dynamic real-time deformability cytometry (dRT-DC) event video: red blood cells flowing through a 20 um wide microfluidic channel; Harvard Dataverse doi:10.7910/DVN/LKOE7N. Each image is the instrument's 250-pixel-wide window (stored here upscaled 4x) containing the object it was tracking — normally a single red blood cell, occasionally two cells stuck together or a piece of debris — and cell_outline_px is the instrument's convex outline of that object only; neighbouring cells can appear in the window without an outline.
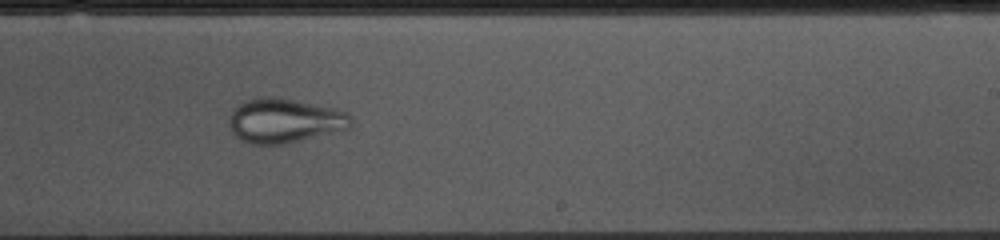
{"species": "common noctule bat (a hibernating species)", "species_latin": "Nyctalus noctula", "temperature_condition": "cold", "stored_images_in_passage": 53, "camera_frame_rate_fps": 3000, "um_per_image_px": 0.085, "animal": {"sex": "female", "body_mass_g": 10.0, "forearm_length_mm": 53.1}, "frame": {"image": 1, "passage_image": 31, "time_ms": 10.0, "image_size_px": [1000, 240], "cell_outline_px": [[352, 128], [284, 144], [252, 144], [240, 140], [232, 132], [228, 124], [228, 120], [232, 108], [244, 100], [268, 96], [272, 96], [336, 108], [348, 112], [352, 116]], "centroid_in_image_um": [24.18, 10.25], "position_along_channel_um": 264.8, "area_um2": 31.91}}
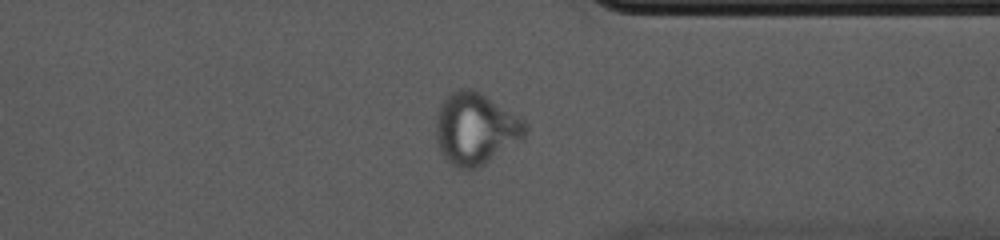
{"frame": {"image": 2, "passage_image": 40, "time_ms": 13.0, "image_size_px": [1000, 240], "cell_outline_px": [[528, 132], [520, 140], [480, 168], [460, 168], [448, 164], [440, 152], [436, 140], [436, 112], [444, 96], [456, 88], [468, 88], [480, 92], [520, 116], [528, 124]], "centroid_in_image_um": [40.4, 10.93], "position_along_channel_um": 371.0, "area_um2": 37.97}}
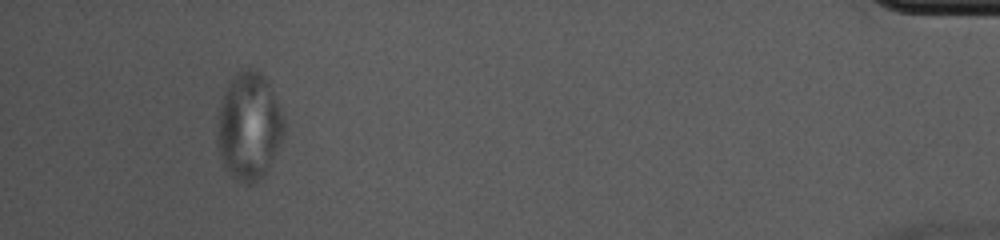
{"frame": {"image": 3, "passage_image": 49, "time_ms": 16.0, "image_size_px": [1000, 240], "cell_outline_px": [[284, 136], [264, 176], [256, 184], [240, 184], [228, 172], [220, 156], [216, 144], [216, 116], [224, 92], [236, 72], [244, 68], [256, 68], [264, 76], [280, 108], [284, 120]], "centroid_in_image_um": [21.13, 10.76], "position_along_channel_um": 414.1, "area_um2": 42.31}}